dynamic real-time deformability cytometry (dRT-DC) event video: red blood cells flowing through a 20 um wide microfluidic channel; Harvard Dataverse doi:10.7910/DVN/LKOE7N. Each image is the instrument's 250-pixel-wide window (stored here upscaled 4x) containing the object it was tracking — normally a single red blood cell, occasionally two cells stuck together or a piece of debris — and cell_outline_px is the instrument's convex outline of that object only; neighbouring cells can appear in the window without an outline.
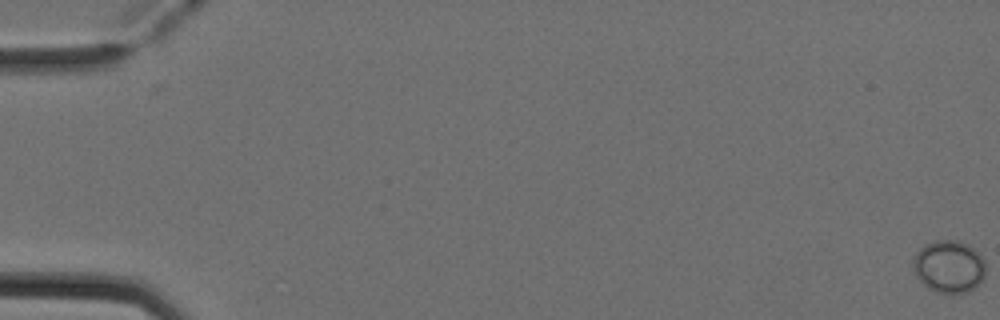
{"species": "Egyptian fruit bat (a non-hibernating species)", "species_latin": "Rousettus aegyptiacus", "temperature_condition": "cold", "stored_images_in_passage": 54, "camera_frame_rate_fps": 3000, "um_per_image_px": 0.085, "animal": {"sex": "female"}, "frame": {"image": 1, "passage_image": 1, "time_ms": 0.0, "image_size_px": [1000, 320], "cell_outline_px": [[984, 276], [980, 284], [968, 292], [936, 292], [928, 288], [916, 276], [912, 264], [912, 260], [916, 252], [924, 244], [932, 240], [960, 240], [968, 244], [984, 260]], "centroid_in_image_um": [80.63, 22.63], "position_along_channel_um": 4.4, "area_um2": 22.2}}
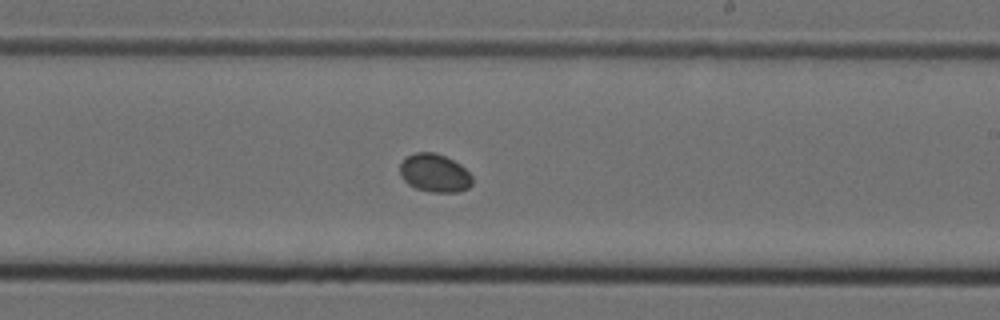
{"frame": {"image": 2, "passage_image": 33, "time_ms": 10.667, "image_size_px": [1000, 320], "cell_outline_px": [[472, 184], [468, 188], [460, 192], [432, 192], [416, 188], [408, 184], [400, 176], [400, 164], [408, 156], [416, 152], [436, 152], [460, 164], [472, 176]], "centroid_in_image_um": [36.95, 14.71], "position_along_channel_um": 252.1, "area_um2": 16.07}}
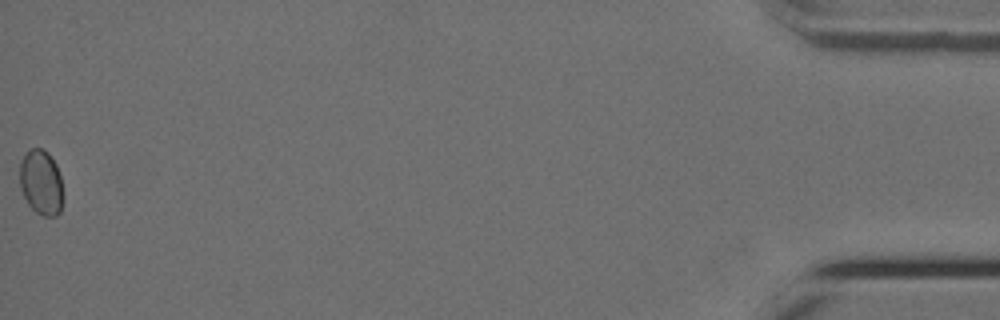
{"frame": {"image": 3, "passage_image": 54, "time_ms": 17.667, "image_size_px": [1000, 320], "cell_outline_px": [[64, 196], [60, 212], [56, 216], [44, 216], [36, 212], [28, 204], [20, 188], [20, 160], [32, 148], [40, 148], [48, 152], [56, 164], [60, 176]], "centroid_in_image_um": [3.51, 15.52], "position_along_channel_um": 431.7, "area_um2": 16.53}}